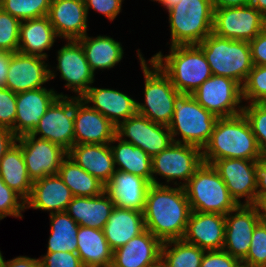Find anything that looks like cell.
<instances>
[{
    "mask_svg": "<svg viewBox=\"0 0 266 267\" xmlns=\"http://www.w3.org/2000/svg\"><path fill=\"white\" fill-rule=\"evenodd\" d=\"M4 267H40L39 258L18 256L12 260H4Z\"/></svg>",
    "mask_w": 266,
    "mask_h": 267,
    "instance_id": "cell-51",
    "label": "cell"
},
{
    "mask_svg": "<svg viewBox=\"0 0 266 267\" xmlns=\"http://www.w3.org/2000/svg\"><path fill=\"white\" fill-rule=\"evenodd\" d=\"M257 200L266 195V156H261L255 165Z\"/></svg>",
    "mask_w": 266,
    "mask_h": 267,
    "instance_id": "cell-49",
    "label": "cell"
},
{
    "mask_svg": "<svg viewBox=\"0 0 266 267\" xmlns=\"http://www.w3.org/2000/svg\"><path fill=\"white\" fill-rule=\"evenodd\" d=\"M58 96H68L45 87L16 93L14 134H30Z\"/></svg>",
    "mask_w": 266,
    "mask_h": 267,
    "instance_id": "cell-20",
    "label": "cell"
},
{
    "mask_svg": "<svg viewBox=\"0 0 266 267\" xmlns=\"http://www.w3.org/2000/svg\"><path fill=\"white\" fill-rule=\"evenodd\" d=\"M239 260L224 250L205 251L200 267H234Z\"/></svg>",
    "mask_w": 266,
    "mask_h": 267,
    "instance_id": "cell-47",
    "label": "cell"
},
{
    "mask_svg": "<svg viewBox=\"0 0 266 267\" xmlns=\"http://www.w3.org/2000/svg\"><path fill=\"white\" fill-rule=\"evenodd\" d=\"M156 267H165L164 265H162L161 263L159 265H157Z\"/></svg>",
    "mask_w": 266,
    "mask_h": 267,
    "instance_id": "cell-59",
    "label": "cell"
},
{
    "mask_svg": "<svg viewBox=\"0 0 266 267\" xmlns=\"http://www.w3.org/2000/svg\"><path fill=\"white\" fill-rule=\"evenodd\" d=\"M0 267H4V258L2 256L1 251H0Z\"/></svg>",
    "mask_w": 266,
    "mask_h": 267,
    "instance_id": "cell-58",
    "label": "cell"
},
{
    "mask_svg": "<svg viewBox=\"0 0 266 267\" xmlns=\"http://www.w3.org/2000/svg\"><path fill=\"white\" fill-rule=\"evenodd\" d=\"M57 37L48 16L21 21L18 52L47 59Z\"/></svg>",
    "mask_w": 266,
    "mask_h": 267,
    "instance_id": "cell-30",
    "label": "cell"
},
{
    "mask_svg": "<svg viewBox=\"0 0 266 267\" xmlns=\"http://www.w3.org/2000/svg\"><path fill=\"white\" fill-rule=\"evenodd\" d=\"M150 186L146 179L116 169L104 191L116 207L143 212Z\"/></svg>",
    "mask_w": 266,
    "mask_h": 267,
    "instance_id": "cell-23",
    "label": "cell"
},
{
    "mask_svg": "<svg viewBox=\"0 0 266 267\" xmlns=\"http://www.w3.org/2000/svg\"><path fill=\"white\" fill-rule=\"evenodd\" d=\"M192 96L207 111L218 118L232 117L242 113V86L235 80L212 75L204 81Z\"/></svg>",
    "mask_w": 266,
    "mask_h": 267,
    "instance_id": "cell-10",
    "label": "cell"
},
{
    "mask_svg": "<svg viewBox=\"0 0 266 267\" xmlns=\"http://www.w3.org/2000/svg\"><path fill=\"white\" fill-rule=\"evenodd\" d=\"M145 229L143 212L115 206L102 230L110 248L115 251Z\"/></svg>",
    "mask_w": 266,
    "mask_h": 267,
    "instance_id": "cell-29",
    "label": "cell"
},
{
    "mask_svg": "<svg viewBox=\"0 0 266 267\" xmlns=\"http://www.w3.org/2000/svg\"><path fill=\"white\" fill-rule=\"evenodd\" d=\"M48 17L58 38L77 40L87 34L88 14L84 2L51 0Z\"/></svg>",
    "mask_w": 266,
    "mask_h": 267,
    "instance_id": "cell-24",
    "label": "cell"
},
{
    "mask_svg": "<svg viewBox=\"0 0 266 267\" xmlns=\"http://www.w3.org/2000/svg\"><path fill=\"white\" fill-rule=\"evenodd\" d=\"M217 119L192 94L179 93L174 100V114L168 127L174 142L203 149L211 137ZM177 135H181V138L176 139Z\"/></svg>",
    "mask_w": 266,
    "mask_h": 267,
    "instance_id": "cell-5",
    "label": "cell"
},
{
    "mask_svg": "<svg viewBox=\"0 0 266 267\" xmlns=\"http://www.w3.org/2000/svg\"><path fill=\"white\" fill-rule=\"evenodd\" d=\"M212 0H181L168 11L171 45H198L213 28Z\"/></svg>",
    "mask_w": 266,
    "mask_h": 267,
    "instance_id": "cell-6",
    "label": "cell"
},
{
    "mask_svg": "<svg viewBox=\"0 0 266 267\" xmlns=\"http://www.w3.org/2000/svg\"><path fill=\"white\" fill-rule=\"evenodd\" d=\"M51 0H0V8L20 21L48 16Z\"/></svg>",
    "mask_w": 266,
    "mask_h": 267,
    "instance_id": "cell-38",
    "label": "cell"
},
{
    "mask_svg": "<svg viewBox=\"0 0 266 267\" xmlns=\"http://www.w3.org/2000/svg\"><path fill=\"white\" fill-rule=\"evenodd\" d=\"M114 207L104 191L94 197L74 196L65 211L79 226L103 229Z\"/></svg>",
    "mask_w": 266,
    "mask_h": 267,
    "instance_id": "cell-28",
    "label": "cell"
},
{
    "mask_svg": "<svg viewBox=\"0 0 266 267\" xmlns=\"http://www.w3.org/2000/svg\"><path fill=\"white\" fill-rule=\"evenodd\" d=\"M261 221L255 205H238L225 215L223 250L242 261L248 254L256 225Z\"/></svg>",
    "mask_w": 266,
    "mask_h": 267,
    "instance_id": "cell-18",
    "label": "cell"
},
{
    "mask_svg": "<svg viewBox=\"0 0 266 267\" xmlns=\"http://www.w3.org/2000/svg\"><path fill=\"white\" fill-rule=\"evenodd\" d=\"M45 61L47 60L43 57L14 52L4 87L14 93L42 88L44 83L56 76Z\"/></svg>",
    "mask_w": 266,
    "mask_h": 267,
    "instance_id": "cell-16",
    "label": "cell"
},
{
    "mask_svg": "<svg viewBox=\"0 0 266 267\" xmlns=\"http://www.w3.org/2000/svg\"><path fill=\"white\" fill-rule=\"evenodd\" d=\"M256 137L262 156H266V103H250L242 110Z\"/></svg>",
    "mask_w": 266,
    "mask_h": 267,
    "instance_id": "cell-40",
    "label": "cell"
},
{
    "mask_svg": "<svg viewBox=\"0 0 266 267\" xmlns=\"http://www.w3.org/2000/svg\"><path fill=\"white\" fill-rule=\"evenodd\" d=\"M50 216V236L47 253L77 252V233L79 225L66 211L55 212Z\"/></svg>",
    "mask_w": 266,
    "mask_h": 267,
    "instance_id": "cell-36",
    "label": "cell"
},
{
    "mask_svg": "<svg viewBox=\"0 0 266 267\" xmlns=\"http://www.w3.org/2000/svg\"><path fill=\"white\" fill-rule=\"evenodd\" d=\"M77 254L84 267H111L113 251L102 229L79 226Z\"/></svg>",
    "mask_w": 266,
    "mask_h": 267,
    "instance_id": "cell-31",
    "label": "cell"
},
{
    "mask_svg": "<svg viewBox=\"0 0 266 267\" xmlns=\"http://www.w3.org/2000/svg\"><path fill=\"white\" fill-rule=\"evenodd\" d=\"M250 5L255 7L266 18V0H250Z\"/></svg>",
    "mask_w": 266,
    "mask_h": 267,
    "instance_id": "cell-55",
    "label": "cell"
},
{
    "mask_svg": "<svg viewBox=\"0 0 266 267\" xmlns=\"http://www.w3.org/2000/svg\"><path fill=\"white\" fill-rule=\"evenodd\" d=\"M253 65L266 66V28L249 41Z\"/></svg>",
    "mask_w": 266,
    "mask_h": 267,
    "instance_id": "cell-48",
    "label": "cell"
},
{
    "mask_svg": "<svg viewBox=\"0 0 266 267\" xmlns=\"http://www.w3.org/2000/svg\"><path fill=\"white\" fill-rule=\"evenodd\" d=\"M191 211L226 215L238 204L210 164L202 163L184 186Z\"/></svg>",
    "mask_w": 266,
    "mask_h": 267,
    "instance_id": "cell-8",
    "label": "cell"
},
{
    "mask_svg": "<svg viewBox=\"0 0 266 267\" xmlns=\"http://www.w3.org/2000/svg\"><path fill=\"white\" fill-rule=\"evenodd\" d=\"M21 21L0 8V51L18 52Z\"/></svg>",
    "mask_w": 266,
    "mask_h": 267,
    "instance_id": "cell-41",
    "label": "cell"
},
{
    "mask_svg": "<svg viewBox=\"0 0 266 267\" xmlns=\"http://www.w3.org/2000/svg\"><path fill=\"white\" fill-rule=\"evenodd\" d=\"M32 182L45 176L56 175L68 152L59 145L31 134L17 137Z\"/></svg>",
    "mask_w": 266,
    "mask_h": 267,
    "instance_id": "cell-14",
    "label": "cell"
},
{
    "mask_svg": "<svg viewBox=\"0 0 266 267\" xmlns=\"http://www.w3.org/2000/svg\"><path fill=\"white\" fill-rule=\"evenodd\" d=\"M198 46L212 75L228 77L241 86L245 83L253 67L249 42L223 38L212 32Z\"/></svg>",
    "mask_w": 266,
    "mask_h": 267,
    "instance_id": "cell-4",
    "label": "cell"
},
{
    "mask_svg": "<svg viewBox=\"0 0 266 267\" xmlns=\"http://www.w3.org/2000/svg\"><path fill=\"white\" fill-rule=\"evenodd\" d=\"M16 118V93L0 87V128L11 129L14 133Z\"/></svg>",
    "mask_w": 266,
    "mask_h": 267,
    "instance_id": "cell-44",
    "label": "cell"
},
{
    "mask_svg": "<svg viewBox=\"0 0 266 267\" xmlns=\"http://www.w3.org/2000/svg\"><path fill=\"white\" fill-rule=\"evenodd\" d=\"M262 156L256 137L243 113L218 118L208 143L202 149L203 163L238 158L257 161Z\"/></svg>",
    "mask_w": 266,
    "mask_h": 267,
    "instance_id": "cell-2",
    "label": "cell"
},
{
    "mask_svg": "<svg viewBox=\"0 0 266 267\" xmlns=\"http://www.w3.org/2000/svg\"><path fill=\"white\" fill-rule=\"evenodd\" d=\"M250 267H266V222L254 228L247 256L242 260Z\"/></svg>",
    "mask_w": 266,
    "mask_h": 267,
    "instance_id": "cell-42",
    "label": "cell"
},
{
    "mask_svg": "<svg viewBox=\"0 0 266 267\" xmlns=\"http://www.w3.org/2000/svg\"><path fill=\"white\" fill-rule=\"evenodd\" d=\"M66 45L57 51L56 70L60 79L66 81L65 87L81 98L94 83L95 73L92 71L81 43L78 40H66Z\"/></svg>",
    "mask_w": 266,
    "mask_h": 267,
    "instance_id": "cell-17",
    "label": "cell"
},
{
    "mask_svg": "<svg viewBox=\"0 0 266 267\" xmlns=\"http://www.w3.org/2000/svg\"><path fill=\"white\" fill-rule=\"evenodd\" d=\"M122 2L123 0H85L84 4L87 14L91 8L113 21L122 10Z\"/></svg>",
    "mask_w": 266,
    "mask_h": 267,
    "instance_id": "cell-46",
    "label": "cell"
},
{
    "mask_svg": "<svg viewBox=\"0 0 266 267\" xmlns=\"http://www.w3.org/2000/svg\"><path fill=\"white\" fill-rule=\"evenodd\" d=\"M169 52L164 56L159 51L151 59L170 78L178 92L192 94L212 76L206 56L198 45L170 46Z\"/></svg>",
    "mask_w": 266,
    "mask_h": 267,
    "instance_id": "cell-3",
    "label": "cell"
},
{
    "mask_svg": "<svg viewBox=\"0 0 266 267\" xmlns=\"http://www.w3.org/2000/svg\"><path fill=\"white\" fill-rule=\"evenodd\" d=\"M115 142L118 144L113 145ZM109 144L117 170L140 176L151 183L152 158L145 151L117 136Z\"/></svg>",
    "mask_w": 266,
    "mask_h": 267,
    "instance_id": "cell-34",
    "label": "cell"
},
{
    "mask_svg": "<svg viewBox=\"0 0 266 267\" xmlns=\"http://www.w3.org/2000/svg\"><path fill=\"white\" fill-rule=\"evenodd\" d=\"M249 4L250 0H212L213 10L225 7H240Z\"/></svg>",
    "mask_w": 266,
    "mask_h": 267,
    "instance_id": "cell-53",
    "label": "cell"
},
{
    "mask_svg": "<svg viewBox=\"0 0 266 267\" xmlns=\"http://www.w3.org/2000/svg\"><path fill=\"white\" fill-rule=\"evenodd\" d=\"M242 98L247 103H266V66L253 65L242 85Z\"/></svg>",
    "mask_w": 266,
    "mask_h": 267,
    "instance_id": "cell-39",
    "label": "cell"
},
{
    "mask_svg": "<svg viewBox=\"0 0 266 267\" xmlns=\"http://www.w3.org/2000/svg\"><path fill=\"white\" fill-rule=\"evenodd\" d=\"M153 1H158L160 4L163 5L166 10H170L173 6L178 4L181 0H153Z\"/></svg>",
    "mask_w": 266,
    "mask_h": 267,
    "instance_id": "cell-56",
    "label": "cell"
},
{
    "mask_svg": "<svg viewBox=\"0 0 266 267\" xmlns=\"http://www.w3.org/2000/svg\"><path fill=\"white\" fill-rule=\"evenodd\" d=\"M68 156L104 185L116 171L110 144H74Z\"/></svg>",
    "mask_w": 266,
    "mask_h": 267,
    "instance_id": "cell-27",
    "label": "cell"
},
{
    "mask_svg": "<svg viewBox=\"0 0 266 267\" xmlns=\"http://www.w3.org/2000/svg\"><path fill=\"white\" fill-rule=\"evenodd\" d=\"M256 163L254 160L227 158L211 164L238 205H255L257 202ZM243 197L246 198L244 203L240 201Z\"/></svg>",
    "mask_w": 266,
    "mask_h": 267,
    "instance_id": "cell-15",
    "label": "cell"
},
{
    "mask_svg": "<svg viewBox=\"0 0 266 267\" xmlns=\"http://www.w3.org/2000/svg\"><path fill=\"white\" fill-rule=\"evenodd\" d=\"M204 253L205 250L182 239L167 241L161 247V264L165 267H200Z\"/></svg>",
    "mask_w": 266,
    "mask_h": 267,
    "instance_id": "cell-37",
    "label": "cell"
},
{
    "mask_svg": "<svg viewBox=\"0 0 266 267\" xmlns=\"http://www.w3.org/2000/svg\"><path fill=\"white\" fill-rule=\"evenodd\" d=\"M116 136L124 142L139 147L151 158L174 142L167 125L152 122L138 113L116 127Z\"/></svg>",
    "mask_w": 266,
    "mask_h": 267,
    "instance_id": "cell-13",
    "label": "cell"
},
{
    "mask_svg": "<svg viewBox=\"0 0 266 267\" xmlns=\"http://www.w3.org/2000/svg\"><path fill=\"white\" fill-rule=\"evenodd\" d=\"M40 267H84L77 253L53 252L39 258Z\"/></svg>",
    "mask_w": 266,
    "mask_h": 267,
    "instance_id": "cell-45",
    "label": "cell"
},
{
    "mask_svg": "<svg viewBox=\"0 0 266 267\" xmlns=\"http://www.w3.org/2000/svg\"><path fill=\"white\" fill-rule=\"evenodd\" d=\"M12 52L0 51V87L5 86L7 72Z\"/></svg>",
    "mask_w": 266,
    "mask_h": 267,
    "instance_id": "cell-52",
    "label": "cell"
},
{
    "mask_svg": "<svg viewBox=\"0 0 266 267\" xmlns=\"http://www.w3.org/2000/svg\"><path fill=\"white\" fill-rule=\"evenodd\" d=\"M65 149L74 145V97L58 96L30 133Z\"/></svg>",
    "mask_w": 266,
    "mask_h": 267,
    "instance_id": "cell-12",
    "label": "cell"
},
{
    "mask_svg": "<svg viewBox=\"0 0 266 267\" xmlns=\"http://www.w3.org/2000/svg\"><path fill=\"white\" fill-rule=\"evenodd\" d=\"M224 238L225 215L192 211L182 240L205 251H212L223 250Z\"/></svg>",
    "mask_w": 266,
    "mask_h": 267,
    "instance_id": "cell-21",
    "label": "cell"
},
{
    "mask_svg": "<svg viewBox=\"0 0 266 267\" xmlns=\"http://www.w3.org/2000/svg\"><path fill=\"white\" fill-rule=\"evenodd\" d=\"M74 195L58 174L45 176L33 182L30 197L25 201L26 210L29 208L63 212Z\"/></svg>",
    "mask_w": 266,
    "mask_h": 267,
    "instance_id": "cell-26",
    "label": "cell"
},
{
    "mask_svg": "<svg viewBox=\"0 0 266 267\" xmlns=\"http://www.w3.org/2000/svg\"><path fill=\"white\" fill-rule=\"evenodd\" d=\"M0 177L25 201L30 197L33 182L29 178L22 148L14 143L0 160Z\"/></svg>",
    "mask_w": 266,
    "mask_h": 267,
    "instance_id": "cell-33",
    "label": "cell"
},
{
    "mask_svg": "<svg viewBox=\"0 0 266 267\" xmlns=\"http://www.w3.org/2000/svg\"><path fill=\"white\" fill-rule=\"evenodd\" d=\"M191 212L184 187H149L143 211L145 228L162 243L183 238Z\"/></svg>",
    "mask_w": 266,
    "mask_h": 267,
    "instance_id": "cell-1",
    "label": "cell"
},
{
    "mask_svg": "<svg viewBox=\"0 0 266 267\" xmlns=\"http://www.w3.org/2000/svg\"><path fill=\"white\" fill-rule=\"evenodd\" d=\"M77 40L81 43L93 72L97 69H111L123 58L122 44L110 36L99 35L93 38L86 34Z\"/></svg>",
    "mask_w": 266,
    "mask_h": 267,
    "instance_id": "cell-32",
    "label": "cell"
},
{
    "mask_svg": "<svg viewBox=\"0 0 266 267\" xmlns=\"http://www.w3.org/2000/svg\"><path fill=\"white\" fill-rule=\"evenodd\" d=\"M137 54L145 80L144 104L137 102V113L152 122L168 126L174 114V100L180 92L152 59L149 60V67L140 49L137 50Z\"/></svg>",
    "mask_w": 266,
    "mask_h": 267,
    "instance_id": "cell-7",
    "label": "cell"
},
{
    "mask_svg": "<svg viewBox=\"0 0 266 267\" xmlns=\"http://www.w3.org/2000/svg\"><path fill=\"white\" fill-rule=\"evenodd\" d=\"M25 200L14 190L9 188L0 177V220L7 216L23 218Z\"/></svg>",
    "mask_w": 266,
    "mask_h": 267,
    "instance_id": "cell-43",
    "label": "cell"
},
{
    "mask_svg": "<svg viewBox=\"0 0 266 267\" xmlns=\"http://www.w3.org/2000/svg\"><path fill=\"white\" fill-rule=\"evenodd\" d=\"M116 136V126L74 96V144H109Z\"/></svg>",
    "mask_w": 266,
    "mask_h": 267,
    "instance_id": "cell-19",
    "label": "cell"
},
{
    "mask_svg": "<svg viewBox=\"0 0 266 267\" xmlns=\"http://www.w3.org/2000/svg\"><path fill=\"white\" fill-rule=\"evenodd\" d=\"M162 242L144 230L113 251L111 267H156L161 263Z\"/></svg>",
    "mask_w": 266,
    "mask_h": 267,
    "instance_id": "cell-22",
    "label": "cell"
},
{
    "mask_svg": "<svg viewBox=\"0 0 266 267\" xmlns=\"http://www.w3.org/2000/svg\"><path fill=\"white\" fill-rule=\"evenodd\" d=\"M81 99L116 127L137 113V101L119 90L89 87Z\"/></svg>",
    "mask_w": 266,
    "mask_h": 267,
    "instance_id": "cell-25",
    "label": "cell"
},
{
    "mask_svg": "<svg viewBox=\"0 0 266 267\" xmlns=\"http://www.w3.org/2000/svg\"><path fill=\"white\" fill-rule=\"evenodd\" d=\"M16 142L17 136L11 129L0 128V160Z\"/></svg>",
    "mask_w": 266,
    "mask_h": 267,
    "instance_id": "cell-50",
    "label": "cell"
},
{
    "mask_svg": "<svg viewBox=\"0 0 266 267\" xmlns=\"http://www.w3.org/2000/svg\"><path fill=\"white\" fill-rule=\"evenodd\" d=\"M57 174L74 196L94 197L104 192L105 185L86 172L68 155L63 159Z\"/></svg>",
    "mask_w": 266,
    "mask_h": 267,
    "instance_id": "cell-35",
    "label": "cell"
},
{
    "mask_svg": "<svg viewBox=\"0 0 266 267\" xmlns=\"http://www.w3.org/2000/svg\"><path fill=\"white\" fill-rule=\"evenodd\" d=\"M202 163L201 148L173 142L152 158L151 184L169 185L170 182L180 179V182L175 181L173 185L184 187ZM157 175L164 177L167 183L158 182Z\"/></svg>",
    "mask_w": 266,
    "mask_h": 267,
    "instance_id": "cell-9",
    "label": "cell"
},
{
    "mask_svg": "<svg viewBox=\"0 0 266 267\" xmlns=\"http://www.w3.org/2000/svg\"><path fill=\"white\" fill-rule=\"evenodd\" d=\"M234 267H250V266L243 261H239Z\"/></svg>",
    "mask_w": 266,
    "mask_h": 267,
    "instance_id": "cell-57",
    "label": "cell"
},
{
    "mask_svg": "<svg viewBox=\"0 0 266 267\" xmlns=\"http://www.w3.org/2000/svg\"><path fill=\"white\" fill-rule=\"evenodd\" d=\"M265 28L266 18L250 4L213 11L212 32L223 38L249 42Z\"/></svg>",
    "mask_w": 266,
    "mask_h": 267,
    "instance_id": "cell-11",
    "label": "cell"
},
{
    "mask_svg": "<svg viewBox=\"0 0 266 267\" xmlns=\"http://www.w3.org/2000/svg\"><path fill=\"white\" fill-rule=\"evenodd\" d=\"M255 206L258 209L261 221H265L266 222V195L261 196L257 200Z\"/></svg>",
    "mask_w": 266,
    "mask_h": 267,
    "instance_id": "cell-54",
    "label": "cell"
}]
</instances>
